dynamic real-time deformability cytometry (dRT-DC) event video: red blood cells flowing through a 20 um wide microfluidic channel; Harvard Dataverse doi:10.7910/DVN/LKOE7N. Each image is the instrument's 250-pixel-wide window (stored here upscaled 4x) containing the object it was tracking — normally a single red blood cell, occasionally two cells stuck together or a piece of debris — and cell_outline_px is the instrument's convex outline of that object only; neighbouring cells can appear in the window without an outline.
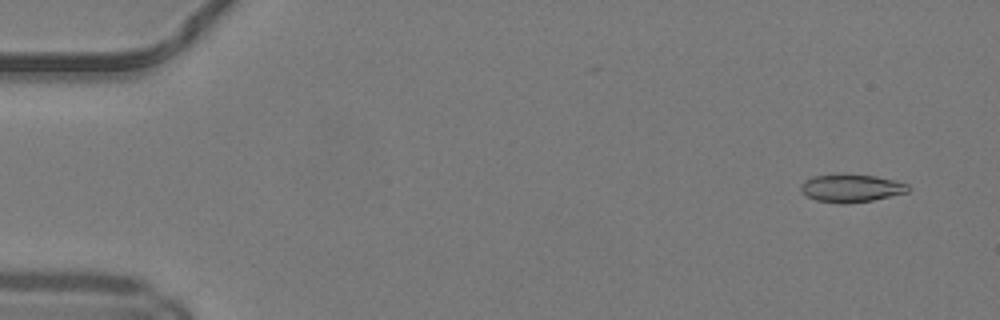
{"species": "common noctule bat (a hibernating species)", "species_latin": "Nyctalus noctula", "temperature_condition": "warm", "stored_images_in_passage": 51, "camera_frame_rate_fps": 3000, "um_per_image_px": 0.085, "animal": {"sex": "male", "body_mass_g": 19.2, "forearm_length_mm": 51.8}, "frame": {"image": 1, "passage_image": 4, "time_ms": 1.0, "image_size_px": [1000, 320], "cell_outline_px": [[912, 188], [908, 192], [872, 200], [844, 204], [840, 204], [816, 200], [800, 192], [800, 184], [804, 180], [812, 176], [844, 172], [876, 176], [896, 180], [908, 184]], "centroid_in_image_um": [72.33, 15.96], "position_along_channel_um": 12.7, "area_um2": 18.03}}
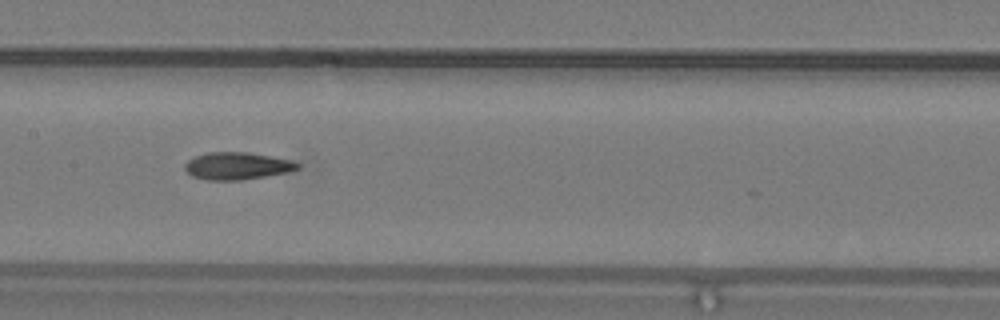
{"frame": {"image": 2, "passage_image": 26, "time_ms": 8.333, "image_size_px": [1000, 320], "cell_outline_px": [[300, 168], [288, 172], [240, 180], [208, 180], [192, 176], [184, 168], [184, 164], [188, 160], [196, 156], [208, 152], [248, 152], [292, 160], [300, 164]], "centroid_in_image_um": [20.16, 14.1], "position_along_channel_um": 187.2, "area_um2": 17.86}}
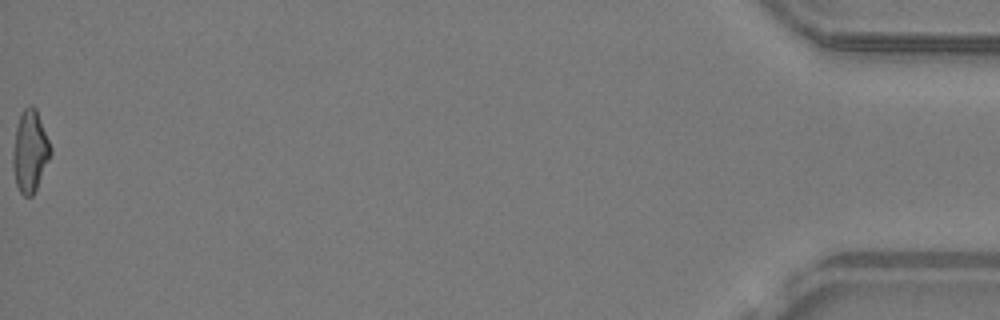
{"frame": {"image": 3, "passage_image": 51, "time_ms": 16.667, "image_size_px": [1000, 320], "cell_outline_px": [[52, 152], [36, 188], [32, 196], [24, 196], [20, 192], [16, 184], [12, 168], [12, 152], [16, 128], [20, 112], [24, 108], [32, 104], [36, 108], [52, 148]], "centroid_in_image_um": [2.54, 12.83], "position_along_channel_um": 432.7, "area_um2": 17.98}, "authors_computed_cell_mechanics": {"area_um2": 17.8602, "velocity_mm_per_s": 4.1802, "shape_relaxation_time_tau1_ms": null, "shape_relaxation_time_tau2_ms": 3.8734, "deformation_change_tau1": null, "deformation_change_tau2": 0.1407}}